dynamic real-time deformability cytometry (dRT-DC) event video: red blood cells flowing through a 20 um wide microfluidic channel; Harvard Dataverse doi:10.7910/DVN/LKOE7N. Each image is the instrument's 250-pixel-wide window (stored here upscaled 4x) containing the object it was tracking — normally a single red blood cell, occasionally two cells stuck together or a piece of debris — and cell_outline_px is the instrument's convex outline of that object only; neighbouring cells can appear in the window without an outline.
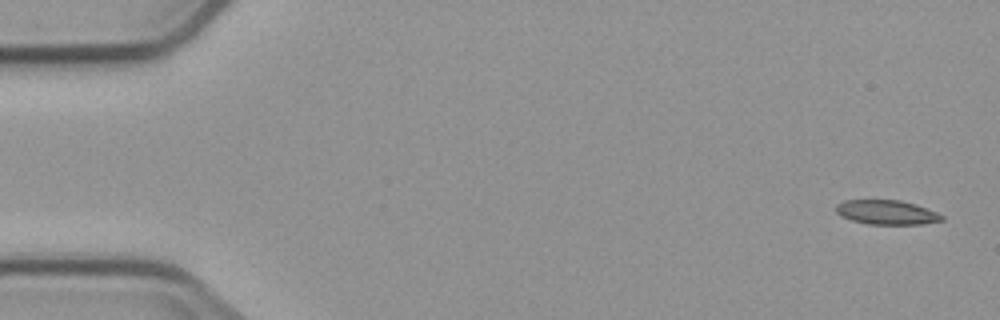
{"species": "common noctule bat (a hibernating species)", "species_latin": "Nyctalus noctula", "temperature_condition": "cold", "stored_images_in_passage": 5, "segment_of_instrument_passage": [2, 2], "camera_frame_rate_fps": 3000, "um_per_image_px": 0.085, "animal": {"sex": "male", "body_mass_g": 23.1, "forearm_length_mm": 52.7}, "frame": {"image": 1, "passage_image": 5, "time_ms": 5.333, "image_size_px": [1000, 320], "cell_outline_px": [[944, 220], [920, 224], [868, 224], [852, 220], [840, 216], [836, 212], [836, 204], [844, 200], [900, 200], [916, 204], [936, 212], [944, 216]], "centroid_in_image_um": [75.35, 18.04], "position_along_channel_um": 9.7, "area_um2": 15.03}}